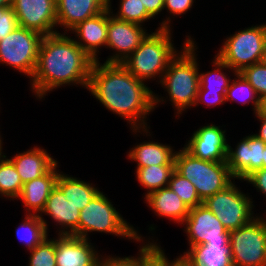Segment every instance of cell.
<instances>
[{
    "instance_id": "ffe728a7",
    "label": "cell",
    "mask_w": 266,
    "mask_h": 266,
    "mask_svg": "<svg viewBox=\"0 0 266 266\" xmlns=\"http://www.w3.org/2000/svg\"><path fill=\"white\" fill-rule=\"evenodd\" d=\"M57 168L58 163L45 175L23 184L21 193L17 198L23 202L28 212L26 214L40 215L44 210L47 199L56 186L60 172Z\"/></svg>"
},
{
    "instance_id": "1f68e13d",
    "label": "cell",
    "mask_w": 266,
    "mask_h": 266,
    "mask_svg": "<svg viewBox=\"0 0 266 266\" xmlns=\"http://www.w3.org/2000/svg\"><path fill=\"white\" fill-rule=\"evenodd\" d=\"M111 5V0H108V8L111 11V15L122 21L133 22L143 26L144 22H148L152 18L147 13L141 0H120L119 10L116 14L111 10Z\"/></svg>"
},
{
    "instance_id": "d6986e66",
    "label": "cell",
    "mask_w": 266,
    "mask_h": 266,
    "mask_svg": "<svg viewBox=\"0 0 266 266\" xmlns=\"http://www.w3.org/2000/svg\"><path fill=\"white\" fill-rule=\"evenodd\" d=\"M42 213L50 216L59 226L61 225L62 229H59L58 235L77 236L80 210L66 200L65 194L57 185L51 191L40 216Z\"/></svg>"
},
{
    "instance_id": "7402d4cb",
    "label": "cell",
    "mask_w": 266,
    "mask_h": 266,
    "mask_svg": "<svg viewBox=\"0 0 266 266\" xmlns=\"http://www.w3.org/2000/svg\"><path fill=\"white\" fill-rule=\"evenodd\" d=\"M145 202L157 216L182 224L190 212L185 202L168 186L155 190L145 197Z\"/></svg>"
},
{
    "instance_id": "4fadbf2b",
    "label": "cell",
    "mask_w": 266,
    "mask_h": 266,
    "mask_svg": "<svg viewBox=\"0 0 266 266\" xmlns=\"http://www.w3.org/2000/svg\"><path fill=\"white\" fill-rule=\"evenodd\" d=\"M142 25L122 21L111 15L108 8V30L106 48L115 51L104 63H122L149 34Z\"/></svg>"
},
{
    "instance_id": "ba28073f",
    "label": "cell",
    "mask_w": 266,
    "mask_h": 266,
    "mask_svg": "<svg viewBox=\"0 0 266 266\" xmlns=\"http://www.w3.org/2000/svg\"><path fill=\"white\" fill-rule=\"evenodd\" d=\"M229 240L233 266H266V219L256 216L229 231Z\"/></svg>"
},
{
    "instance_id": "ac0fdd59",
    "label": "cell",
    "mask_w": 266,
    "mask_h": 266,
    "mask_svg": "<svg viewBox=\"0 0 266 266\" xmlns=\"http://www.w3.org/2000/svg\"><path fill=\"white\" fill-rule=\"evenodd\" d=\"M107 7L108 0H58L57 26L70 32L79 22L102 13Z\"/></svg>"
},
{
    "instance_id": "bcb514c9",
    "label": "cell",
    "mask_w": 266,
    "mask_h": 266,
    "mask_svg": "<svg viewBox=\"0 0 266 266\" xmlns=\"http://www.w3.org/2000/svg\"><path fill=\"white\" fill-rule=\"evenodd\" d=\"M260 63L262 65L266 66V43H265L264 48H263V52H262V57H261Z\"/></svg>"
},
{
    "instance_id": "30bf717a",
    "label": "cell",
    "mask_w": 266,
    "mask_h": 266,
    "mask_svg": "<svg viewBox=\"0 0 266 266\" xmlns=\"http://www.w3.org/2000/svg\"><path fill=\"white\" fill-rule=\"evenodd\" d=\"M234 182L203 201L228 231L239 229L255 218L252 199Z\"/></svg>"
},
{
    "instance_id": "ab89813d",
    "label": "cell",
    "mask_w": 266,
    "mask_h": 266,
    "mask_svg": "<svg viewBox=\"0 0 266 266\" xmlns=\"http://www.w3.org/2000/svg\"><path fill=\"white\" fill-rule=\"evenodd\" d=\"M162 247L143 266H173Z\"/></svg>"
},
{
    "instance_id": "d590c367",
    "label": "cell",
    "mask_w": 266,
    "mask_h": 266,
    "mask_svg": "<svg viewBox=\"0 0 266 266\" xmlns=\"http://www.w3.org/2000/svg\"><path fill=\"white\" fill-rule=\"evenodd\" d=\"M18 26L12 6L0 8V40L4 39Z\"/></svg>"
},
{
    "instance_id": "5b68a950",
    "label": "cell",
    "mask_w": 266,
    "mask_h": 266,
    "mask_svg": "<svg viewBox=\"0 0 266 266\" xmlns=\"http://www.w3.org/2000/svg\"><path fill=\"white\" fill-rule=\"evenodd\" d=\"M174 162L175 170L195 186L202 201L224 190L235 179L226 162L196 158L184 147L175 152Z\"/></svg>"
},
{
    "instance_id": "7bdbcfd3",
    "label": "cell",
    "mask_w": 266,
    "mask_h": 266,
    "mask_svg": "<svg viewBox=\"0 0 266 266\" xmlns=\"http://www.w3.org/2000/svg\"><path fill=\"white\" fill-rule=\"evenodd\" d=\"M255 115H266V94L260 97Z\"/></svg>"
},
{
    "instance_id": "ee69618b",
    "label": "cell",
    "mask_w": 266,
    "mask_h": 266,
    "mask_svg": "<svg viewBox=\"0 0 266 266\" xmlns=\"http://www.w3.org/2000/svg\"><path fill=\"white\" fill-rule=\"evenodd\" d=\"M173 266H191L186 260L181 257H177L173 260Z\"/></svg>"
},
{
    "instance_id": "603a6c76",
    "label": "cell",
    "mask_w": 266,
    "mask_h": 266,
    "mask_svg": "<svg viewBox=\"0 0 266 266\" xmlns=\"http://www.w3.org/2000/svg\"><path fill=\"white\" fill-rule=\"evenodd\" d=\"M175 152L170 145L147 141L138 144L128 153V159L137 163L136 168L148 166H175Z\"/></svg>"
},
{
    "instance_id": "e0dca14e",
    "label": "cell",
    "mask_w": 266,
    "mask_h": 266,
    "mask_svg": "<svg viewBox=\"0 0 266 266\" xmlns=\"http://www.w3.org/2000/svg\"><path fill=\"white\" fill-rule=\"evenodd\" d=\"M108 30V7L100 14L79 22L70 31L78 39L74 41L94 61H99L100 47H106Z\"/></svg>"
},
{
    "instance_id": "cb8c5ba5",
    "label": "cell",
    "mask_w": 266,
    "mask_h": 266,
    "mask_svg": "<svg viewBox=\"0 0 266 266\" xmlns=\"http://www.w3.org/2000/svg\"><path fill=\"white\" fill-rule=\"evenodd\" d=\"M56 185L63 191L66 200L79 210L86 207L92 198L100 192L92 183H87L62 172H59Z\"/></svg>"
},
{
    "instance_id": "4316f807",
    "label": "cell",
    "mask_w": 266,
    "mask_h": 266,
    "mask_svg": "<svg viewBox=\"0 0 266 266\" xmlns=\"http://www.w3.org/2000/svg\"><path fill=\"white\" fill-rule=\"evenodd\" d=\"M212 63L213 67H216L213 71L199 73V85L208 93H220L225 97L232 79H229L230 76L227 77L226 73L222 71L224 69H229L233 71L234 75L236 72L225 64L217 55H215Z\"/></svg>"
},
{
    "instance_id": "d6a6232c",
    "label": "cell",
    "mask_w": 266,
    "mask_h": 266,
    "mask_svg": "<svg viewBox=\"0 0 266 266\" xmlns=\"http://www.w3.org/2000/svg\"><path fill=\"white\" fill-rule=\"evenodd\" d=\"M168 187L174 191L189 208L203 204V201L196 192L195 186L176 170L171 174Z\"/></svg>"
},
{
    "instance_id": "f6af8a7d",
    "label": "cell",
    "mask_w": 266,
    "mask_h": 266,
    "mask_svg": "<svg viewBox=\"0 0 266 266\" xmlns=\"http://www.w3.org/2000/svg\"><path fill=\"white\" fill-rule=\"evenodd\" d=\"M13 0H0V8L12 6Z\"/></svg>"
},
{
    "instance_id": "277c9868",
    "label": "cell",
    "mask_w": 266,
    "mask_h": 266,
    "mask_svg": "<svg viewBox=\"0 0 266 266\" xmlns=\"http://www.w3.org/2000/svg\"><path fill=\"white\" fill-rule=\"evenodd\" d=\"M186 37L188 38H185L184 47L169 62L160 82L177 111L176 116L182 114L189 107H194L199 89L198 71L200 68L195 52L197 46L191 36Z\"/></svg>"
},
{
    "instance_id": "b9f144b4",
    "label": "cell",
    "mask_w": 266,
    "mask_h": 266,
    "mask_svg": "<svg viewBox=\"0 0 266 266\" xmlns=\"http://www.w3.org/2000/svg\"><path fill=\"white\" fill-rule=\"evenodd\" d=\"M261 122L259 133L253 134L266 144V115H255Z\"/></svg>"
},
{
    "instance_id": "e575fe53",
    "label": "cell",
    "mask_w": 266,
    "mask_h": 266,
    "mask_svg": "<svg viewBox=\"0 0 266 266\" xmlns=\"http://www.w3.org/2000/svg\"><path fill=\"white\" fill-rule=\"evenodd\" d=\"M239 73L250 83L259 97L266 94V66L261 63L253 64Z\"/></svg>"
},
{
    "instance_id": "44dd1931",
    "label": "cell",
    "mask_w": 266,
    "mask_h": 266,
    "mask_svg": "<svg viewBox=\"0 0 266 266\" xmlns=\"http://www.w3.org/2000/svg\"><path fill=\"white\" fill-rule=\"evenodd\" d=\"M9 159L23 184L45 175L58 163L47 150L36 146Z\"/></svg>"
},
{
    "instance_id": "83f0119b",
    "label": "cell",
    "mask_w": 266,
    "mask_h": 266,
    "mask_svg": "<svg viewBox=\"0 0 266 266\" xmlns=\"http://www.w3.org/2000/svg\"><path fill=\"white\" fill-rule=\"evenodd\" d=\"M175 166H148L143 168H136V176L140 185L147 189L149 193L167 187L172 172Z\"/></svg>"
},
{
    "instance_id": "484cf974",
    "label": "cell",
    "mask_w": 266,
    "mask_h": 266,
    "mask_svg": "<svg viewBox=\"0 0 266 266\" xmlns=\"http://www.w3.org/2000/svg\"><path fill=\"white\" fill-rule=\"evenodd\" d=\"M16 235L26 245L27 250L31 251L48 237L47 222L40 215L26 214L16 229Z\"/></svg>"
},
{
    "instance_id": "4dcf8cb0",
    "label": "cell",
    "mask_w": 266,
    "mask_h": 266,
    "mask_svg": "<svg viewBox=\"0 0 266 266\" xmlns=\"http://www.w3.org/2000/svg\"><path fill=\"white\" fill-rule=\"evenodd\" d=\"M151 243L148 240L143 242L144 244L140 246L139 256H129V257H119V256H106L102 257L100 255L99 266H143L160 248L161 246L158 243ZM146 243V244H145ZM102 257V258H101Z\"/></svg>"
},
{
    "instance_id": "836d02e7",
    "label": "cell",
    "mask_w": 266,
    "mask_h": 266,
    "mask_svg": "<svg viewBox=\"0 0 266 266\" xmlns=\"http://www.w3.org/2000/svg\"><path fill=\"white\" fill-rule=\"evenodd\" d=\"M30 254L28 266H57L55 238H45Z\"/></svg>"
},
{
    "instance_id": "8992f818",
    "label": "cell",
    "mask_w": 266,
    "mask_h": 266,
    "mask_svg": "<svg viewBox=\"0 0 266 266\" xmlns=\"http://www.w3.org/2000/svg\"><path fill=\"white\" fill-rule=\"evenodd\" d=\"M113 206L103 192L100 191L94 196L88 205L80 210L77 237L89 239L88 232L96 231L143 242L142 235L127 223Z\"/></svg>"
},
{
    "instance_id": "f1b7e54d",
    "label": "cell",
    "mask_w": 266,
    "mask_h": 266,
    "mask_svg": "<svg viewBox=\"0 0 266 266\" xmlns=\"http://www.w3.org/2000/svg\"><path fill=\"white\" fill-rule=\"evenodd\" d=\"M6 157H0V197L13 200L20 195L23 183L13 162Z\"/></svg>"
},
{
    "instance_id": "2e32d148",
    "label": "cell",
    "mask_w": 266,
    "mask_h": 266,
    "mask_svg": "<svg viewBox=\"0 0 266 266\" xmlns=\"http://www.w3.org/2000/svg\"><path fill=\"white\" fill-rule=\"evenodd\" d=\"M55 244L57 266H99L100 255L88 239L58 235Z\"/></svg>"
},
{
    "instance_id": "3957f363",
    "label": "cell",
    "mask_w": 266,
    "mask_h": 266,
    "mask_svg": "<svg viewBox=\"0 0 266 266\" xmlns=\"http://www.w3.org/2000/svg\"><path fill=\"white\" fill-rule=\"evenodd\" d=\"M166 17L155 32L149 33L134 52L121 64L136 78L155 80L159 83L168 68L169 62L178 54L172 43L170 23ZM177 50V51H176Z\"/></svg>"
},
{
    "instance_id": "60d3db41",
    "label": "cell",
    "mask_w": 266,
    "mask_h": 266,
    "mask_svg": "<svg viewBox=\"0 0 266 266\" xmlns=\"http://www.w3.org/2000/svg\"><path fill=\"white\" fill-rule=\"evenodd\" d=\"M141 2L153 19L164 10V0H141Z\"/></svg>"
},
{
    "instance_id": "5bb4252c",
    "label": "cell",
    "mask_w": 266,
    "mask_h": 266,
    "mask_svg": "<svg viewBox=\"0 0 266 266\" xmlns=\"http://www.w3.org/2000/svg\"><path fill=\"white\" fill-rule=\"evenodd\" d=\"M12 9L17 17L18 26L37 31L43 36L59 33L55 30V0H13Z\"/></svg>"
},
{
    "instance_id": "9c48e42d",
    "label": "cell",
    "mask_w": 266,
    "mask_h": 266,
    "mask_svg": "<svg viewBox=\"0 0 266 266\" xmlns=\"http://www.w3.org/2000/svg\"><path fill=\"white\" fill-rule=\"evenodd\" d=\"M43 37L37 31L17 26L0 40V64L5 63L31 79Z\"/></svg>"
},
{
    "instance_id": "7a4b0ae2",
    "label": "cell",
    "mask_w": 266,
    "mask_h": 266,
    "mask_svg": "<svg viewBox=\"0 0 266 266\" xmlns=\"http://www.w3.org/2000/svg\"><path fill=\"white\" fill-rule=\"evenodd\" d=\"M67 32L44 36L39 48L37 63L30 79L32 92L40 100L47 92L64 85L88 87L94 60Z\"/></svg>"
},
{
    "instance_id": "6da1fadb",
    "label": "cell",
    "mask_w": 266,
    "mask_h": 266,
    "mask_svg": "<svg viewBox=\"0 0 266 266\" xmlns=\"http://www.w3.org/2000/svg\"><path fill=\"white\" fill-rule=\"evenodd\" d=\"M143 80L133 76L121 63L94 61L87 90L113 114L126 119L133 133L151 135L149 115L162 101ZM158 104V105H157ZM148 126V127H147ZM142 130V131H141Z\"/></svg>"
},
{
    "instance_id": "74e56055",
    "label": "cell",
    "mask_w": 266,
    "mask_h": 266,
    "mask_svg": "<svg viewBox=\"0 0 266 266\" xmlns=\"http://www.w3.org/2000/svg\"><path fill=\"white\" fill-rule=\"evenodd\" d=\"M194 0H164V9L173 16H179L191 10Z\"/></svg>"
},
{
    "instance_id": "f546056e",
    "label": "cell",
    "mask_w": 266,
    "mask_h": 266,
    "mask_svg": "<svg viewBox=\"0 0 266 266\" xmlns=\"http://www.w3.org/2000/svg\"><path fill=\"white\" fill-rule=\"evenodd\" d=\"M234 80L229 84L226 91L225 101L239 102V104H249L253 103V111L256 113L259 106V95L255 89L250 85V83L240 74L236 73Z\"/></svg>"
},
{
    "instance_id": "52a82bcc",
    "label": "cell",
    "mask_w": 266,
    "mask_h": 266,
    "mask_svg": "<svg viewBox=\"0 0 266 266\" xmlns=\"http://www.w3.org/2000/svg\"><path fill=\"white\" fill-rule=\"evenodd\" d=\"M266 43V23L245 28L230 35L216 54L236 73L260 63Z\"/></svg>"
},
{
    "instance_id": "8d00e7d4",
    "label": "cell",
    "mask_w": 266,
    "mask_h": 266,
    "mask_svg": "<svg viewBox=\"0 0 266 266\" xmlns=\"http://www.w3.org/2000/svg\"><path fill=\"white\" fill-rule=\"evenodd\" d=\"M225 97L220 93H208L204 90L200 85L198 89L197 99L195 102V107L198 106L200 103H204L206 107H214L219 104H224Z\"/></svg>"
},
{
    "instance_id": "f35d334b",
    "label": "cell",
    "mask_w": 266,
    "mask_h": 266,
    "mask_svg": "<svg viewBox=\"0 0 266 266\" xmlns=\"http://www.w3.org/2000/svg\"><path fill=\"white\" fill-rule=\"evenodd\" d=\"M244 181L252 184L256 190H259L263 195L266 196V168H262L254 171L247 176Z\"/></svg>"
},
{
    "instance_id": "7c38bea8",
    "label": "cell",
    "mask_w": 266,
    "mask_h": 266,
    "mask_svg": "<svg viewBox=\"0 0 266 266\" xmlns=\"http://www.w3.org/2000/svg\"><path fill=\"white\" fill-rule=\"evenodd\" d=\"M226 163L235 179L244 180L256 170L266 168V144L251 134L233 149L228 143Z\"/></svg>"
},
{
    "instance_id": "7dc6e473",
    "label": "cell",
    "mask_w": 266,
    "mask_h": 266,
    "mask_svg": "<svg viewBox=\"0 0 266 266\" xmlns=\"http://www.w3.org/2000/svg\"><path fill=\"white\" fill-rule=\"evenodd\" d=\"M2 138H1V135H0V157L4 156V154L2 153Z\"/></svg>"
},
{
    "instance_id": "8fae6325",
    "label": "cell",
    "mask_w": 266,
    "mask_h": 266,
    "mask_svg": "<svg viewBox=\"0 0 266 266\" xmlns=\"http://www.w3.org/2000/svg\"><path fill=\"white\" fill-rule=\"evenodd\" d=\"M182 225L190 247L178 257L183 258L196 245H229V231L204 204L190 208Z\"/></svg>"
},
{
    "instance_id": "d4e9b609",
    "label": "cell",
    "mask_w": 266,
    "mask_h": 266,
    "mask_svg": "<svg viewBox=\"0 0 266 266\" xmlns=\"http://www.w3.org/2000/svg\"><path fill=\"white\" fill-rule=\"evenodd\" d=\"M183 259L191 266H233L229 245H196Z\"/></svg>"
},
{
    "instance_id": "9a60e30c",
    "label": "cell",
    "mask_w": 266,
    "mask_h": 266,
    "mask_svg": "<svg viewBox=\"0 0 266 266\" xmlns=\"http://www.w3.org/2000/svg\"><path fill=\"white\" fill-rule=\"evenodd\" d=\"M226 130L207 124L194 131L184 148L194 157L214 162H226L228 142Z\"/></svg>"
}]
</instances>
